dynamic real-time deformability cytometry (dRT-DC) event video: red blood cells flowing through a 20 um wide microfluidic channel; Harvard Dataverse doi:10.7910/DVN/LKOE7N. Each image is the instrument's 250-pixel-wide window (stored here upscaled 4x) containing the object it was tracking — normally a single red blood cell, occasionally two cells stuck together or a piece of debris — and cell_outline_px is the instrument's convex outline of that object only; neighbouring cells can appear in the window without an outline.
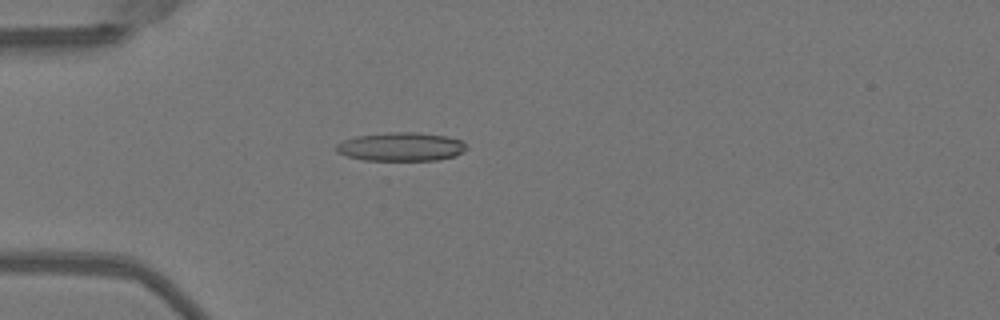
{"species": "Egyptian fruit bat (a non-hibernating species)", "species_latin": "Rousettus aegyptiacus", "temperature_condition": "warm", "stored_images_in_passage": 43, "camera_frame_rate_fps": 3000, "um_per_image_px": 0.085, "animal": {"sex": "female"}, "frame": {"image": 1, "passage_image": 7, "time_ms": 2.0, "image_size_px": [1000, 320], "cell_outline_px": [[468, 148], [456, 156], [436, 160], [364, 160], [348, 156], [336, 152], [336, 144], [344, 140], [356, 136], [388, 132], [416, 132], [444, 136], [460, 140]], "centroid_in_image_um": [34.07, 12.47], "position_along_channel_um": 50.9, "area_um2": 21.62}}
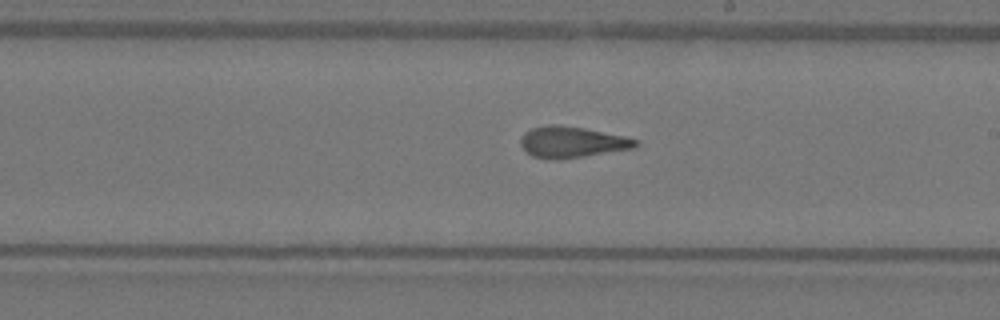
{"frame": {"image": 2, "passage_image": 22, "time_ms": 7.0, "image_size_px": [1000, 320], "cell_outline_px": [[640, 144], [636, 148], [560, 160], [552, 160], [532, 156], [520, 144], [520, 136], [524, 132], [532, 128], [548, 124], [560, 124], [584, 128], [624, 136], [640, 140]], "centroid_in_image_um": [48.63, 12.08], "position_along_channel_um": 240.4, "area_um2": 21.21}}
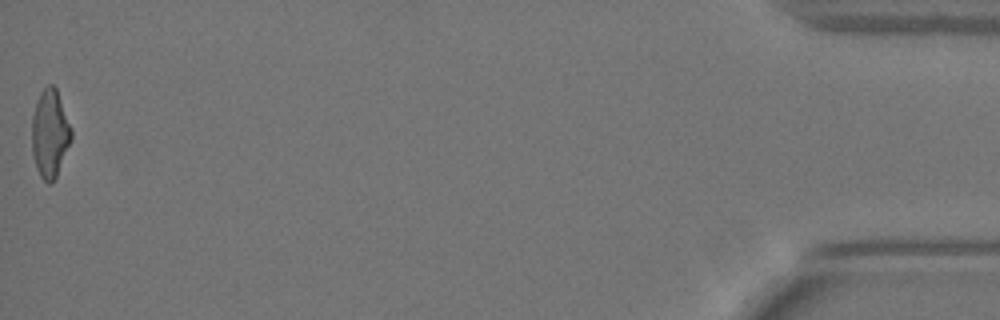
{"frame": {"image": 3, "passage_image": 43, "time_ms": 14.0, "image_size_px": [1000, 320], "cell_outline_px": [[72, 140], [56, 176], [48, 184], [40, 176], [36, 168], [32, 152], [32, 116], [36, 100], [40, 92], [48, 84], [52, 84], [56, 88], [72, 128]], "centroid_in_image_um": [4.24, 11.33], "position_along_channel_um": 431.0, "area_um2": 20.29}, "authors_computed_cell_mechanics": {"area_um2": 20.6924, "velocity_mm_per_s": 4.0598, "shape_relaxation_time_tau1_ms": null, "shape_relaxation_time_tau2_ms": 1.9051, "deformation_change_tau1": null, "deformation_change_tau2": 0.1167}}